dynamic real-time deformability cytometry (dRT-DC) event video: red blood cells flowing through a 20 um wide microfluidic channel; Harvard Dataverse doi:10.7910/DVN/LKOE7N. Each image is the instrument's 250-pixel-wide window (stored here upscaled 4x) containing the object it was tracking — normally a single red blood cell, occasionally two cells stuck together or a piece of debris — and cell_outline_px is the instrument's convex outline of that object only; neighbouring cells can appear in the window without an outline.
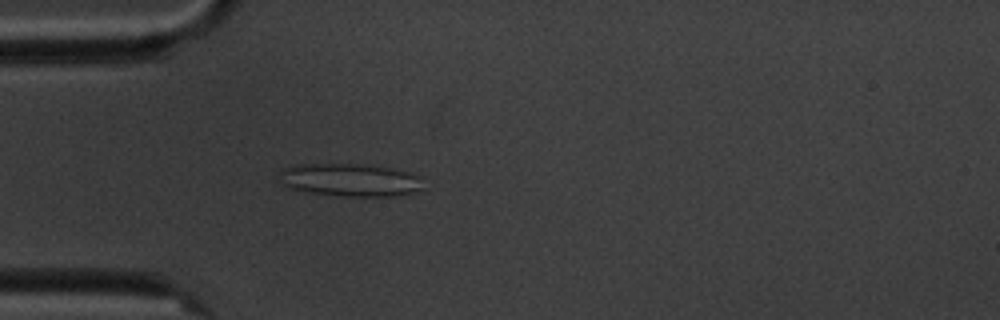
{"species": "common noctule bat (a hibernating species)", "species_latin": "Nyctalus noctula", "temperature_condition": "cold", "stored_images_in_passage": 4, "camera_frame_rate_fps": 3000, "um_per_image_px": 0.085, "animal": {"sex": "male", "body_mass_g": 20.1, "forearm_length_mm": 53.5}, "frame": {"image": 1, "passage_image": 4, "time_ms": 4.333, "image_size_px": [1000, 320], "cell_outline_px": [[420, 192], [400, 196], [344, 196], [312, 192], [292, 188], [284, 184], [280, 180], [280, 172], [284, 168], [300, 164], [372, 164], [408, 172], [420, 176]], "centroid_in_image_um": [29.82, 15.29], "position_along_channel_um": 55.2, "area_um2": 27.46}}